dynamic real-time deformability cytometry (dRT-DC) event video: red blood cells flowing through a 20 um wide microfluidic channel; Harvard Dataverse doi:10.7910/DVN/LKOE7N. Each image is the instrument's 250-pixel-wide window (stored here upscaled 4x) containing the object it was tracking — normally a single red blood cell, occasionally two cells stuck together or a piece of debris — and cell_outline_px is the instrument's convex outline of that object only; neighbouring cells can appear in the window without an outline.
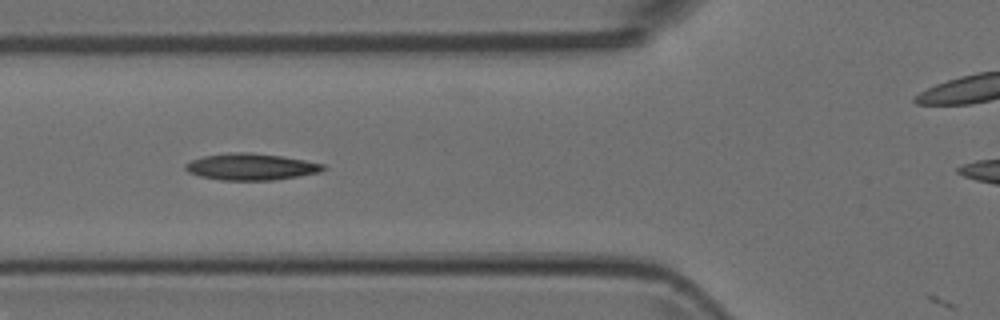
{"species": "Egyptian fruit bat (a non-hibernating species)", "species_latin": "Rousettus aegyptiacus", "temperature_condition": "room temperature", "stored_images_in_passage": 8, "camera_frame_rate_fps": 3000, "um_per_image_px": 0.085, "animal": {"sex": "female"}, "frame": {"image": 1, "passage_image": 6, "time_ms": 1.667, "image_size_px": [1000, 320], "cell_outline_px": [[328, 168], [320, 172], [272, 180], [220, 180], [200, 176], [188, 172], [184, 168], [184, 164], [192, 160], [204, 156], [232, 152], [252, 152], [284, 156], [324, 164]], "centroid_in_image_um": [21.34, 14.17], "position_along_channel_um": 104.5, "area_um2": 21.39}}
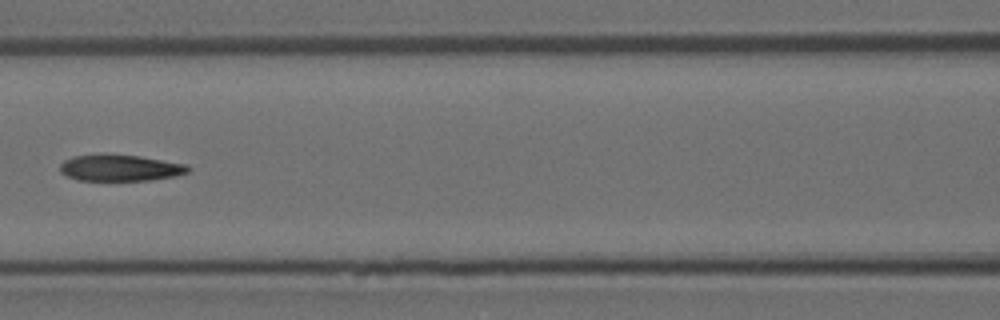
{"frame": {"image": 2, "passage_image": 7, "time_ms": 2.0, "image_size_px": [1000, 320], "cell_outline_px": [[192, 168], [188, 172], [176, 176], [152, 180], [80, 180], [68, 176], [60, 172], [60, 164], [64, 160], [72, 156], [104, 152], [140, 156], [188, 164]], "centroid_in_image_um": [10.22, 14.24], "position_along_channel_um": 156.4, "area_um2": 20.23}}
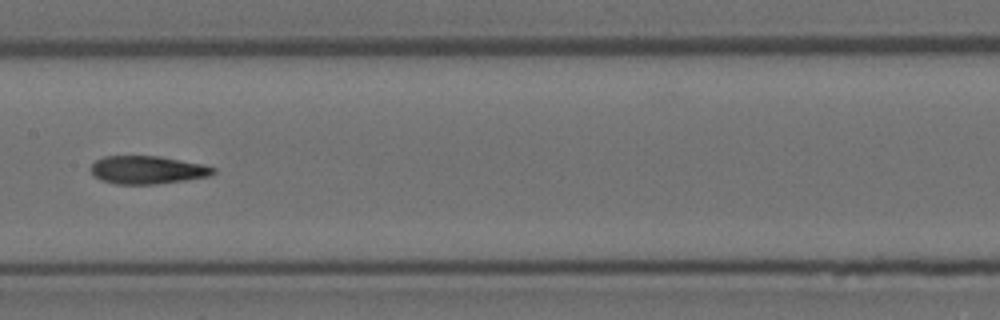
{"frame": {"image": 3, "passage_image": 8, "time_ms": 2.333, "image_size_px": [1000, 320], "cell_outline_px": [[216, 172], [212, 176], [156, 184], [116, 184], [100, 180], [92, 176], [88, 168], [96, 160], [104, 156], [156, 156], [200, 164], [216, 168]], "centroid_in_image_um": [12.47, 14.45], "position_along_channel_um": 194.9, "area_um2": 20.06}}